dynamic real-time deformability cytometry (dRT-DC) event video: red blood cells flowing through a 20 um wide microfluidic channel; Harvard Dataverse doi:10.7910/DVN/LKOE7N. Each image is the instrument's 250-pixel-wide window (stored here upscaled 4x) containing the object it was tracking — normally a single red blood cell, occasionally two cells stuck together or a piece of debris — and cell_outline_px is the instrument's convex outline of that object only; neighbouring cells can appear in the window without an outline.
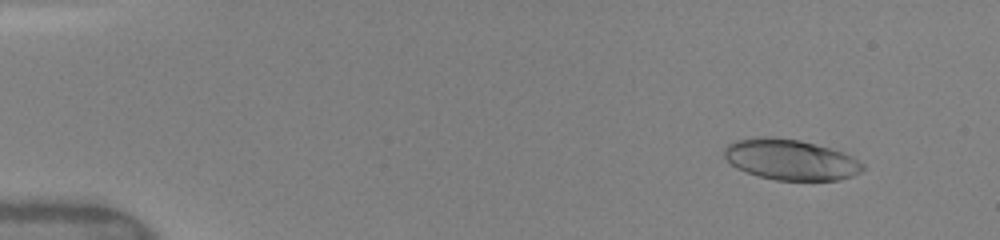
{"species": "human", "species_latin": "Homo sapiens", "temperature_condition": "warm", "stored_images_in_passage": 75, "camera_frame_rate_fps": 3000, "um_per_image_px": 0.085, "donor": {"sex": "female"}, "frame": {"image": 1, "passage_image": 7, "time_ms": 1.333, "image_size_px": [1000, 240], "cell_outline_px": [[864, 168], [860, 172], [852, 176], [840, 180], [776, 180], [756, 176], [744, 172], [736, 168], [724, 156], [724, 148], [728, 144], [736, 140], [764, 136], [800, 140], [828, 148], [852, 156], [864, 164]], "centroid_in_image_um": [67.17, 13.58], "position_along_channel_um": 17.8, "area_um2": 32.71}}
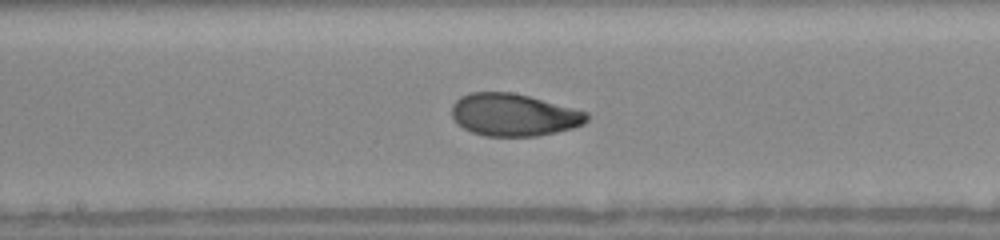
{"frame": {"image": 2, "passage_image": 40, "time_ms": 8.667, "image_size_px": [1000, 240], "cell_outline_px": [[588, 120], [584, 124], [572, 128], [556, 132], [536, 136], [484, 136], [472, 132], [464, 128], [452, 116], [452, 104], [460, 96], [468, 92], [512, 92], [528, 96], [588, 112]], "centroid_in_image_um": [43.66, 9.76], "position_along_channel_um": 204.5, "area_um2": 33.23}}
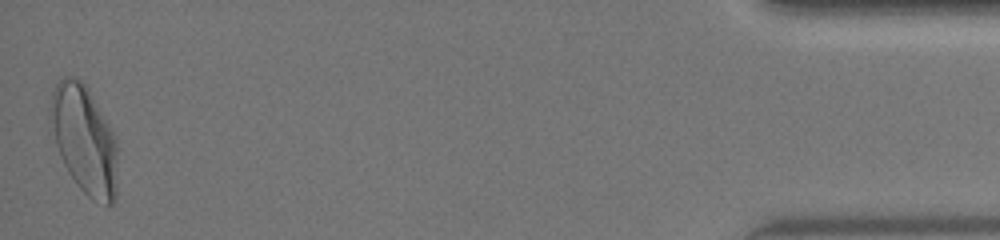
{"frame": {"image": 3, "passage_image": 75, "time_ms": 16.0, "image_size_px": [1000, 240], "cell_outline_px": [[116, 196], [112, 204], [108, 204], [92, 200], [80, 188], [68, 172], [60, 156], [56, 144], [48, 116], [48, 108], [52, 92], [56, 84], [64, 76], [76, 76], [88, 88], [112, 132], [116, 140]], "centroid_in_image_um": [7.13, 11.84], "position_along_channel_um": 428.1, "area_um2": 42.02}, "authors_computed_cell_mechanics": {"area_um2": 33.4662, "velocity_mm_per_s": 4.1399, "shape_relaxation_time_tau1_ms": 3.7766, "shape_relaxation_time_tau2_ms": 0.7338, "deformation_change_tau1": 0.1876, "deformation_change_tau2": 0.0463}}